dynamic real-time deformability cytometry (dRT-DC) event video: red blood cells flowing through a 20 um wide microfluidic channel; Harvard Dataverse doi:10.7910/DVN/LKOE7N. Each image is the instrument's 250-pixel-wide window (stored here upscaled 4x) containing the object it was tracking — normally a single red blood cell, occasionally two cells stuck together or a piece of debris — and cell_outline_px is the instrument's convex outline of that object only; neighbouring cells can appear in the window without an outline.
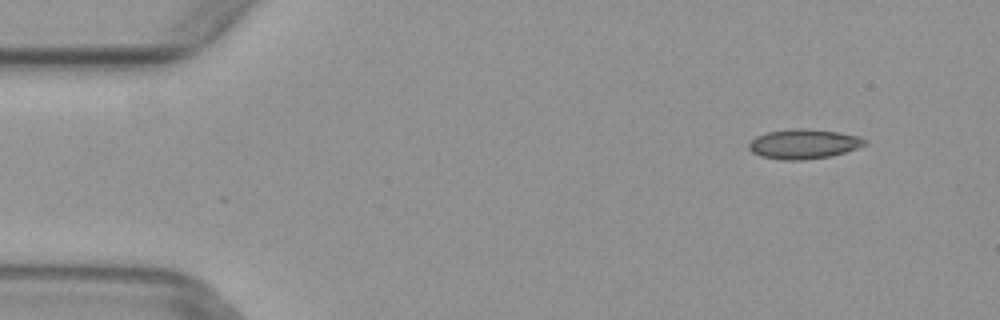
{"species": "common noctule bat (a hibernating species)", "species_latin": "Nyctalus noctula", "temperature_condition": "warm", "stored_images_in_passage": 5, "camera_frame_rate_fps": 3000, "um_per_image_px": 0.085, "animal": {"sex": "female", "body_mass_g": 29.2, "forearm_length_mm": 56.3}, "frame": {"image": 1, "passage_image": 1, "time_ms": 0.0, "image_size_px": [1000, 320], "cell_outline_px": [[868, 144], [832, 156], [804, 160], [784, 160], [760, 156], [752, 152], [748, 148], [748, 144], [756, 136], [768, 132], [796, 128], [804, 128], [840, 132], [860, 136], [868, 140]], "centroid_in_image_um": [68.34, 12.24], "position_along_channel_um": 16.7, "area_um2": 20.17}}